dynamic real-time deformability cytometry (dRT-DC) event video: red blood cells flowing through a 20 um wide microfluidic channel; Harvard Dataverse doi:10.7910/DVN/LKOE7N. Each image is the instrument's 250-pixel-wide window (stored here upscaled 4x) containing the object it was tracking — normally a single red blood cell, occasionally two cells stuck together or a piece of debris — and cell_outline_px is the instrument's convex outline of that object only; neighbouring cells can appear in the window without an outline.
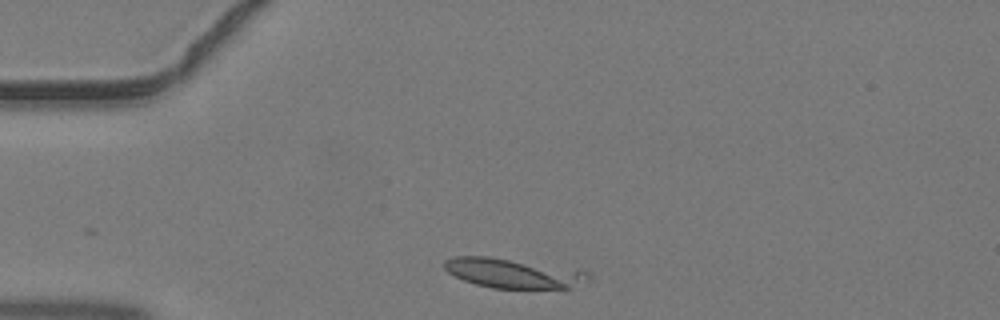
{"species": "common noctule bat (a hibernating species)", "species_latin": "Nyctalus noctula", "temperature_condition": "warm", "stored_images_in_passage": 2, "camera_frame_rate_fps": 3000, "um_per_image_px": 0.085, "animal": {"sex": "male", "body_mass_g": 19.2, "forearm_length_mm": 51.8}, "frame": {"image": 1, "passage_image": 1, "time_ms": 0.0, "image_size_px": [1000, 320], "cell_outline_px": [[592, 276], [588, 280], [568, 288], [492, 288], [476, 284], [464, 280], [448, 272], [444, 268], [444, 260], [456, 256], [488, 256], [580, 268], [588, 272]], "centroid_in_image_um": [43.68, 23.2], "position_along_channel_um": 41.3, "area_um2": 25.2}}